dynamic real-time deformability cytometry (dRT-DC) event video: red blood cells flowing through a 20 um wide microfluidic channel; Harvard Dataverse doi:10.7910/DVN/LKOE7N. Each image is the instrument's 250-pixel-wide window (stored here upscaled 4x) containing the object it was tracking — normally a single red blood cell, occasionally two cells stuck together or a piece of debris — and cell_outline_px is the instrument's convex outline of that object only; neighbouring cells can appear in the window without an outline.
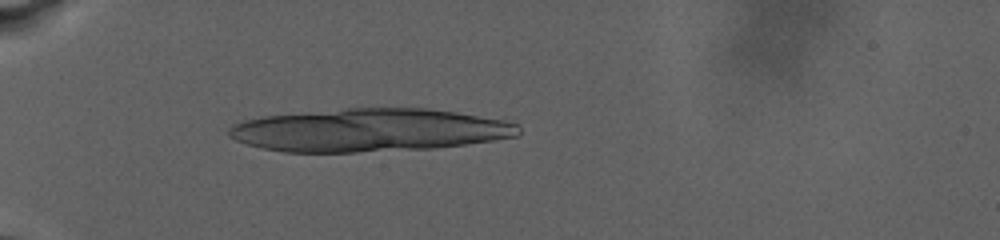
{"species": "human", "species_latin": "Homo sapiens", "temperature_condition": "warm", "stored_images_in_passage": 7, "camera_frame_rate_fps": 3000, "um_per_image_px": 0.085, "donor": {"sex": "male"}, "frame": {"image": 1, "passage_image": 1, "time_ms": 0.0, "image_size_px": [1000, 240], "cell_outline_px": [[520, 132], [516, 136], [492, 140], [464, 144], [432, 148], [356, 152], [284, 152], [264, 148], [248, 144], [236, 140], [228, 136], [228, 128], [232, 124], [244, 120], [260, 116], [348, 108], [428, 108], [456, 112], [504, 120], [520, 124]], "centroid_in_image_um": [31.36, 11.05], "position_along_channel_um": 53.6, "area_um2": 72.48}}